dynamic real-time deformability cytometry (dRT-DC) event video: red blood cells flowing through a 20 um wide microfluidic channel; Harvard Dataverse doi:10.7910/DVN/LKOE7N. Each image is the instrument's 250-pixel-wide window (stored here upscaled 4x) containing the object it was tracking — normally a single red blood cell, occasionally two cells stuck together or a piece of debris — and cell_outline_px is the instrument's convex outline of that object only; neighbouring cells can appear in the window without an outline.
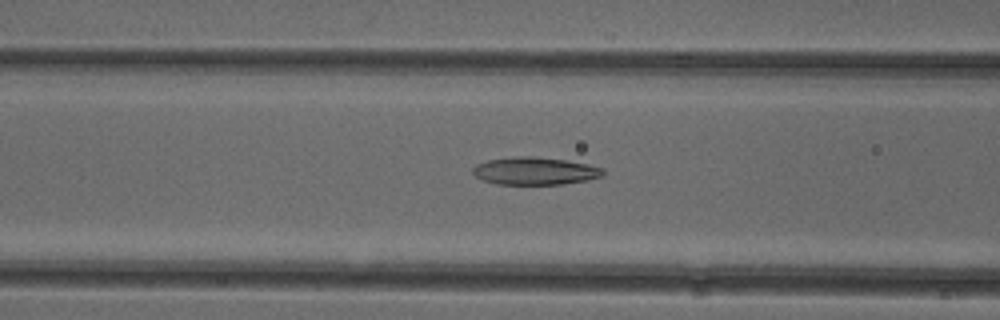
{"species": "common noctule bat (a hibernating species)", "species_latin": "Nyctalus noctula", "temperature_condition": "cold", "stored_images_in_passage": 24, "camera_frame_rate_fps": 3000, "um_per_image_px": 0.085, "animal": {"sex": "female"}, "frame": {"image": 1, "passage_image": 9, "time_ms": 2.667, "image_size_px": [1000, 320], "cell_outline_px": [[604, 176], [588, 180], [564, 184], [496, 184], [484, 180], [476, 176], [472, 172], [472, 168], [476, 164], [488, 160], [516, 156], [532, 156], [568, 160], [588, 164], [604, 168]], "centroid_in_image_um": [45.5, 14.53], "position_along_channel_um": 121.1, "area_um2": 21.1}}
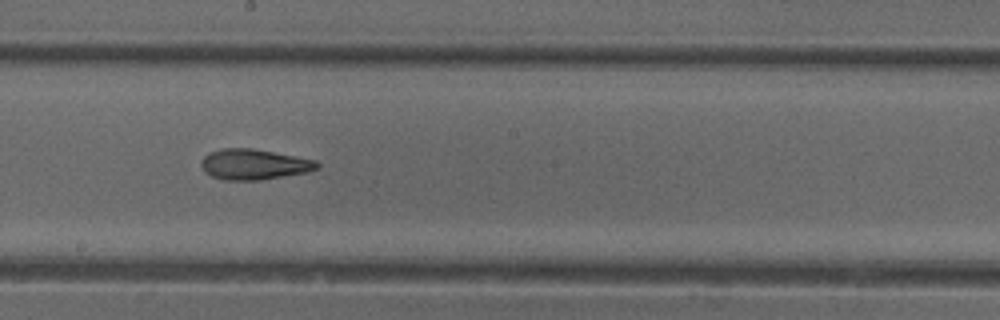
{"frame": {"image": 2, "passage_image": 17, "time_ms": 5.333, "image_size_px": [1000, 320], "cell_outline_px": [[320, 168], [308, 172], [260, 180], [224, 180], [212, 176], [204, 172], [200, 164], [200, 160], [208, 152], [220, 148], [252, 148], [296, 156], [316, 160], [320, 164]], "centroid_in_image_um": [21.57, 13.96], "position_along_channel_um": 226.6, "area_um2": 20.87}}
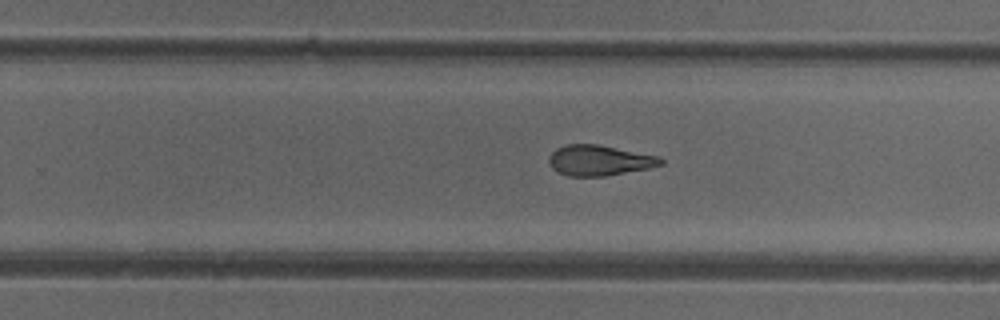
{"frame": {"image": 3, "passage_image": 21, "time_ms": 6.667, "image_size_px": [1000, 320], "cell_outline_px": [[664, 164], [648, 168], [604, 176], [568, 176], [552, 168], [548, 160], [548, 156], [556, 148], [564, 144], [600, 144], [660, 156], [664, 160]], "centroid_in_image_um": [50.95, 13.61], "position_along_channel_um": 278.8, "area_um2": 20.0}, "authors_computed_cell_mechanics": {"area_um2": 20.6057, "velocity_mm_per_s": 3.9331, "shape_relaxation_time_tau1_ms": null, "shape_relaxation_time_tau2_ms": 7.8149, "deformation_change_tau1": null, "deformation_change_tau2": 0.2183}}